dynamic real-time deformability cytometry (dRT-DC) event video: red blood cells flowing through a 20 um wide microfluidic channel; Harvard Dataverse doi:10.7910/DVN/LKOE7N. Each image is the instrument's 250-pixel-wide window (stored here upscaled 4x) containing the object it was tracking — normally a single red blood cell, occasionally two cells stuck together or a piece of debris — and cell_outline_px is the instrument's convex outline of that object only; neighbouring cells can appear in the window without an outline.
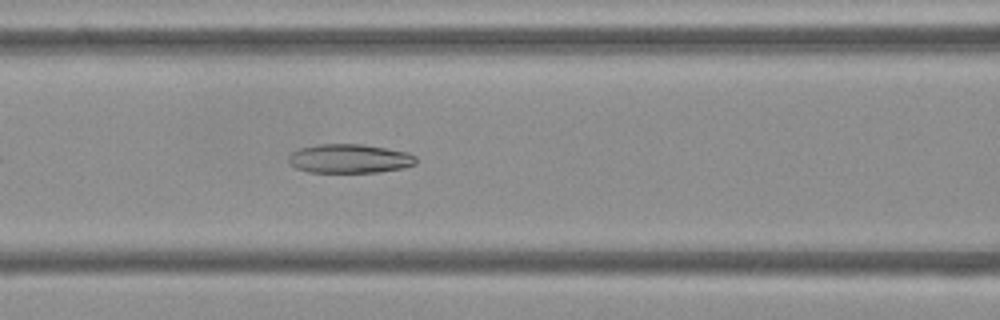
{"species": "Egyptian fruit bat (a non-hibernating species)", "species_latin": "Rousettus aegyptiacus", "temperature_condition": "cold", "stored_images_in_passage": 41, "camera_frame_rate_fps": 3000, "um_per_image_px": 0.085, "frame": {"image": 1, "passage_image": 10, "time_ms": 3.0, "image_size_px": [1000, 320], "cell_outline_px": [[416, 164], [404, 168], [380, 172], [308, 172], [296, 168], [288, 160], [288, 156], [292, 152], [300, 148], [320, 144], [360, 144], [408, 152], [416, 156]], "centroid_in_image_um": [29.73, 13.49], "position_along_channel_um": 136.9, "area_um2": 21.5}}
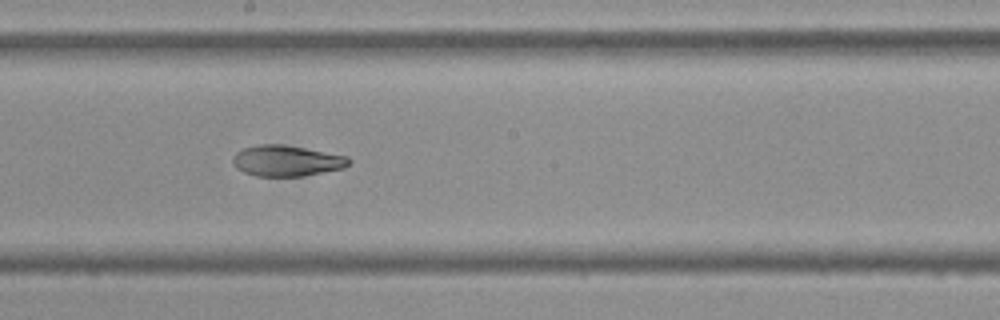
{"frame": {"image": 2, "passage_image": 17, "time_ms": 5.333, "image_size_px": [1000, 320], "cell_outline_px": [[352, 160], [344, 168], [304, 176], [256, 176], [244, 172], [236, 168], [232, 164], [232, 156], [240, 148], [260, 144], [280, 144], [304, 148], [348, 156]], "centroid_in_image_um": [24.32, 13.66], "position_along_channel_um": 223.9, "area_um2": 21.04}}
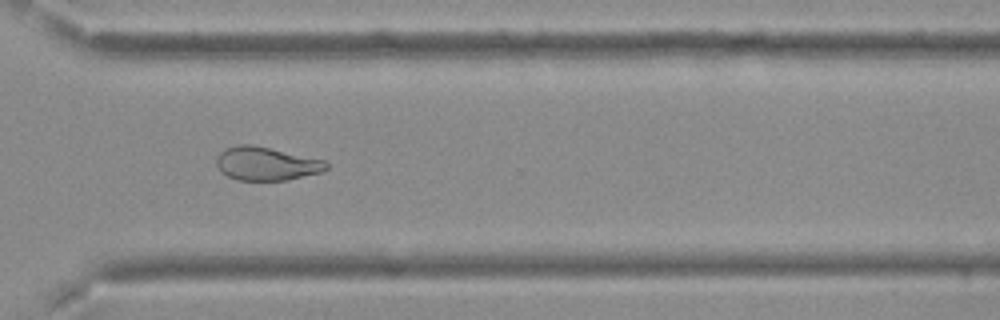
{"frame": {"image": 3, "passage_image": 27, "time_ms": 8.667, "image_size_px": [1000, 320], "cell_outline_px": [[328, 168], [320, 172], [284, 180], [236, 180], [220, 172], [216, 164], [216, 156], [224, 148], [236, 144], [252, 144], [324, 160], [328, 164]], "centroid_in_image_um": [22.56, 13.9], "position_along_channel_um": 348.0, "area_um2": 21.39}, "authors_computed_cell_mechanics": {"area_um2": 22.1952, "velocity_mm_per_s": 3.7282, "shape_relaxation_time_tau1_ms": null, "shape_relaxation_time_tau2_ms": 4.829, "deformation_change_tau1": null, "deformation_change_tau2": 0.1142}}